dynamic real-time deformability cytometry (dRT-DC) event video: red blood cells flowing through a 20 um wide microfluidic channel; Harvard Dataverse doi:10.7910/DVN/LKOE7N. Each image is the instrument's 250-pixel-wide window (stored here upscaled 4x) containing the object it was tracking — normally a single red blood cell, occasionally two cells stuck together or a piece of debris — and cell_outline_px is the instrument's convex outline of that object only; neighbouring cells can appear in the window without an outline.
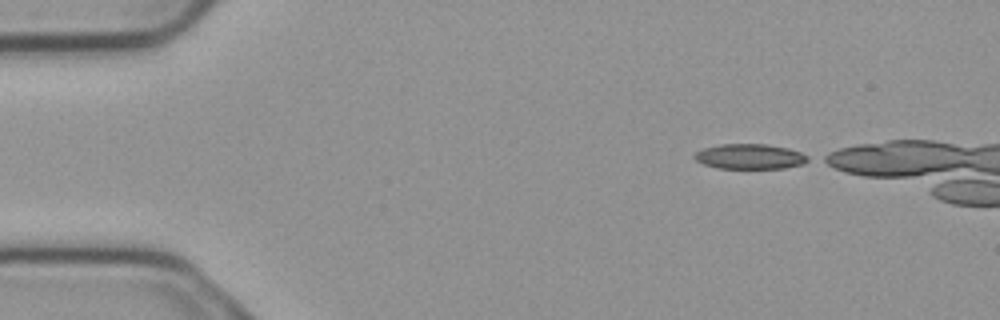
{"species": "common noctule bat (a hibernating species)", "species_latin": "Nyctalus noctula", "temperature_condition": "cold", "stored_images_in_passage": 4, "camera_frame_rate_fps": 3000, "um_per_image_px": 0.085, "animal": {"sex": "male", "body_mass_g": 23.1, "forearm_length_mm": 52.7}, "frame": {"image": 1, "passage_image": 1, "time_ms": 0.0, "image_size_px": [1000, 320], "cell_outline_px": [[812, 160], [804, 164], [784, 168], [720, 168], [704, 164], [696, 160], [692, 156], [696, 152], [704, 148], [720, 144], [768, 144], [788, 148], [800, 152], [808, 156]], "centroid_in_image_um": [63.78, 13.3], "position_along_channel_um": 21.2, "area_um2": 16.65}}